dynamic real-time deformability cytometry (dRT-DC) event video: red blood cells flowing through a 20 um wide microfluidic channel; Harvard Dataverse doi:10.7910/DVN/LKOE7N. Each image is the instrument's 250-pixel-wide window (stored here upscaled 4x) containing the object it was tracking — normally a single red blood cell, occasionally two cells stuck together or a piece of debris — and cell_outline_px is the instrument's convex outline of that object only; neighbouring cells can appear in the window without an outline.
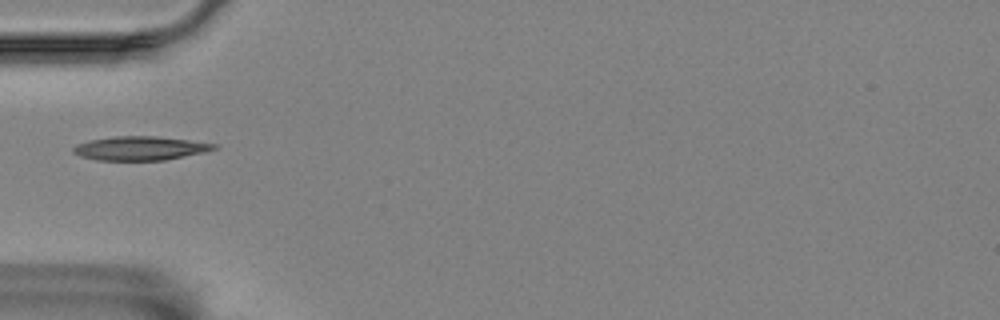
{"species": "Egyptian fruit bat (a non-hibernating species)", "species_latin": "Rousettus aegyptiacus", "temperature_condition": "room temperature", "stored_images_in_passage": 3, "camera_frame_rate_fps": 3000, "um_per_image_px": 0.085, "animal": {"sex": "female"}, "frame": {"image": 1, "passage_image": 3, "time_ms": 3.333, "image_size_px": [1000, 320], "cell_outline_px": [[220, 148], [204, 152], [164, 160], [96, 160], [80, 156], [72, 152], [72, 148], [76, 144], [88, 140], [116, 136], [156, 136], [220, 144]], "centroid_in_image_um": [11.92, 12.6], "position_along_channel_um": 73.1, "area_um2": 19.71}}